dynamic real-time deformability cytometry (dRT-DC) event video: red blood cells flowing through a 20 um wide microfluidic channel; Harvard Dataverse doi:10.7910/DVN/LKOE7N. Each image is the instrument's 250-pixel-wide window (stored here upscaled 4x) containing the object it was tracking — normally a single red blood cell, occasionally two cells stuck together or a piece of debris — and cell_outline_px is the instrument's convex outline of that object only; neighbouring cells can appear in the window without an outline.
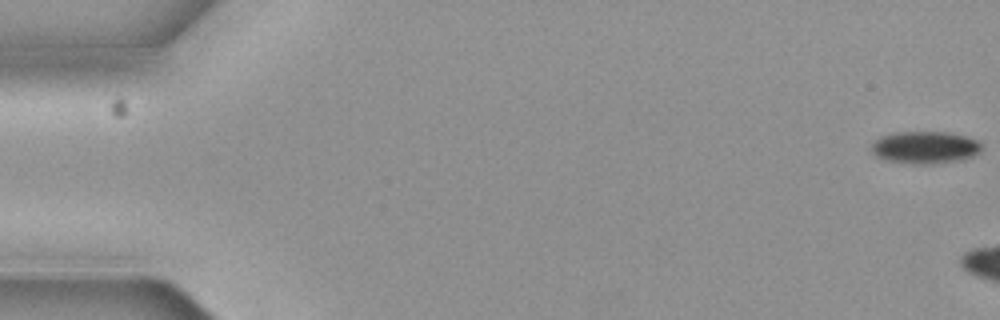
{"species": "common noctule bat (a hibernating species)", "species_latin": "Nyctalus noctula", "temperature_condition": "cold", "stored_images_in_passage": 4, "camera_frame_rate_fps": 3000, "um_per_image_px": 0.085, "animal": {"sex": "female", "body_mass_g": 19.3, "forearm_length_mm": 54.1}, "frame": {"image": 1, "passage_image": 1, "time_ms": 0.0, "image_size_px": [1000, 320], "cell_outline_px": [[984, 144], [980, 152], [964, 160], [932, 164], [912, 164], [880, 160], [868, 148], [880, 136], [896, 132], [948, 132], [968, 136]], "centroid_in_image_um": [78.62, 12.54], "position_along_channel_um": 6.4, "area_um2": 21.33}}